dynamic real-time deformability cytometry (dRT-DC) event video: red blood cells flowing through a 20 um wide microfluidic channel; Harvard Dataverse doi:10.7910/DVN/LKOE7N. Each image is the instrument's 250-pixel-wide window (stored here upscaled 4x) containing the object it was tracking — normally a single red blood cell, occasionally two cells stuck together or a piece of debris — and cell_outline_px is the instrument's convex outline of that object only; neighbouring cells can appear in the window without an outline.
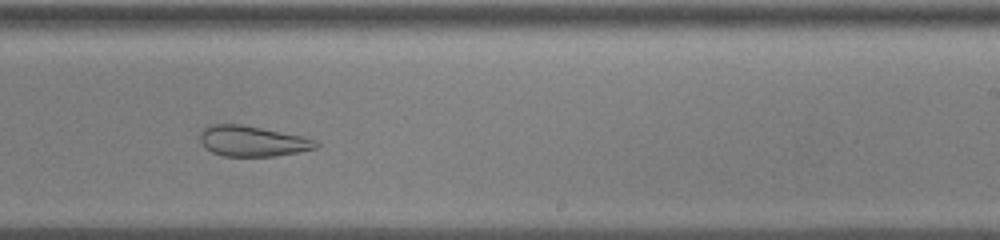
{"species": "common noctule bat (a hibernating species)", "species_latin": "Nyctalus noctula", "temperature_condition": "cold", "stored_images_in_passage": 47, "camera_frame_rate_fps": 3000, "um_per_image_px": 0.085, "animal": {"sex": "male", "body_mass_g": 13.0, "forearm_length_mm": 53.1}, "frame": {"image": 1, "passage_image": 26, "time_ms": 8.333, "image_size_px": [1000, 240], "cell_outline_px": [[320, 144], [316, 148], [296, 152], [272, 156], [224, 156], [212, 152], [204, 148], [200, 140], [200, 128], [208, 124], [240, 124], [304, 136], [316, 140]], "centroid_in_image_um": [21.41, 11.98], "position_along_channel_um": 267.6, "area_um2": 20.75}}
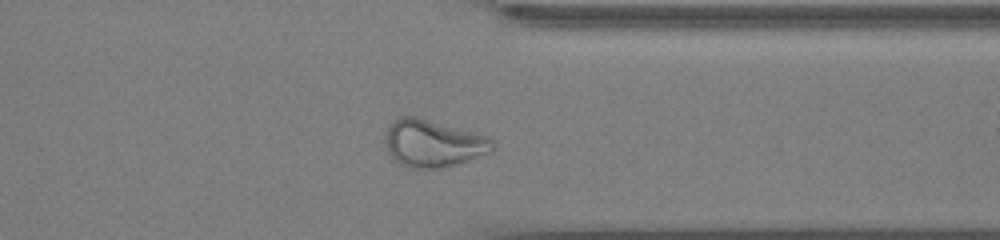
{"frame": {"image": 2, "passage_image": 35, "time_ms": 11.333, "image_size_px": [1000, 240], "cell_outline_px": [[496, 148], [492, 152], [444, 168], [408, 168], [396, 160], [388, 152], [384, 136], [388, 124], [400, 116], [416, 116], [488, 136], [496, 144]], "centroid_in_image_um": [36.82, 12.18], "position_along_channel_um": 374.6, "area_um2": 29.71}}
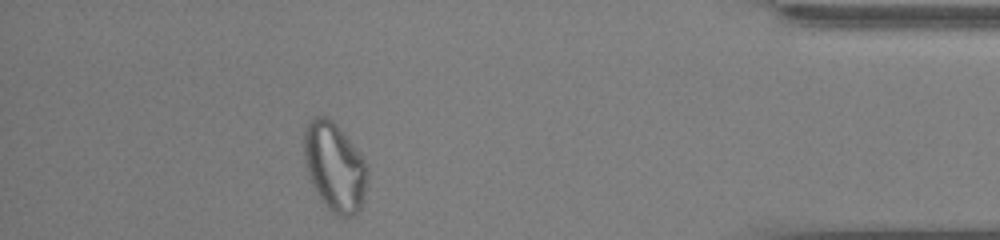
{"frame": {"image": 3, "passage_image": 41, "time_ms": 13.333, "image_size_px": [1000, 240], "cell_outline_px": [[368, 176], [364, 196], [360, 208], [356, 216], [340, 216], [332, 212], [324, 204], [316, 192], [308, 176], [304, 164], [304, 128], [308, 120], [316, 116], [328, 116], [336, 124], [368, 164]], "centroid_in_image_um": [28.43, 14.17], "position_along_channel_um": 406.8, "area_um2": 33.0}, "authors_computed_cell_mechanics": {"area_um2": 28.4376, "velocity_mm_per_s": 3.5884, "shape_relaxation_time_tau1_ms": null, "shape_relaxation_time_tau2_ms": 2.5263, "deformation_change_tau1": null, "deformation_change_tau2": 0.086}}